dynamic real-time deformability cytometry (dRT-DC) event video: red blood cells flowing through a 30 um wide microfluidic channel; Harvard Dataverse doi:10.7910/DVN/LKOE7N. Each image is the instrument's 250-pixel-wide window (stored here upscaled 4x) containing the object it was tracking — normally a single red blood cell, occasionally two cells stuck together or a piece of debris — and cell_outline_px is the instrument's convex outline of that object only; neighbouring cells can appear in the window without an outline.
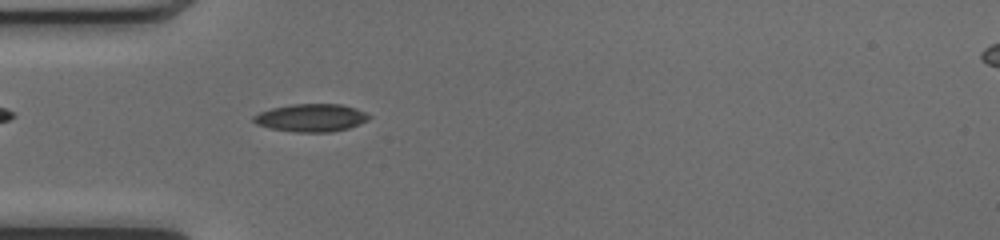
{"species": "common noctule bat (a hibernating species)", "species_latin": "Nyctalus noctula", "temperature_condition": "cold", "stored_images_in_passage": 51, "camera_frame_rate_fps": 3000, "um_per_image_px": 0.085, "animal": {"sex": "female", "body_mass_g": 17.0, "forearm_length_mm": 48.0}, "frame": {"image": 1, "passage_image": 16, "time_ms": 5.0, "image_size_px": [1000, 240], "cell_outline_px": [[372, 116], [368, 120], [360, 124], [348, 128], [332, 132], [296, 132], [268, 128], [256, 124], [252, 120], [252, 116], [260, 112], [272, 108], [292, 104], [340, 104], [356, 108]], "centroid_in_image_um": [26.44, 10.01], "position_along_channel_um": 58.6, "area_um2": 18.79}}
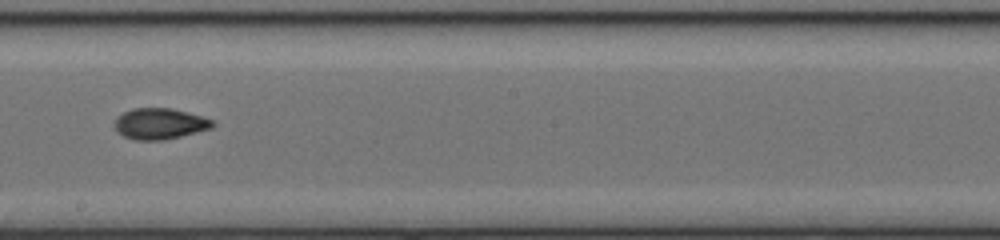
{"frame": {"image": 2, "passage_image": 29, "time_ms": 9.333, "image_size_px": [1000, 240], "cell_outline_px": [[216, 124], [212, 128], [164, 140], [136, 140], [124, 136], [116, 128], [116, 116], [132, 108], [172, 108], [204, 116], [216, 120]], "centroid_in_image_um": [13.65, 10.5], "position_along_channel_um": 234.6, "area_um2": 17.74}}
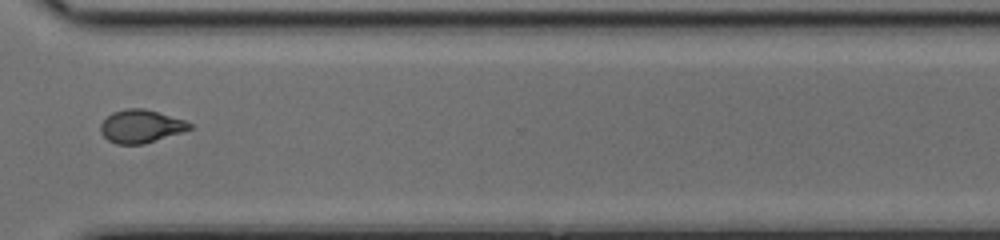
{"frame": {"image": 3, "passage_image": 38, "time_ms": 12.333, "image_size_px": [1000, 240], "cell_outline_px": [[192, 128], [144, 144], [116, 144], [108, 140], [100, 132], [100, 124], [112, 112], [124, 108], [144, 108], [184, 120], [192, 124]], "centroid_in_image_um": [11.93, 10.73], "position_along_channel_um": 358.7, "area_um2": 16.99}, "authors_computed_cell_mechanics": {"area_um2": 17.2822, "velocity_mm_per_s": 4.1402, "shape_relaxation_time_tau1_ms": null, "shape_relaxation_time_tau2_ms": 1.8478, "deformation_change_tau1": null, "deformation_change_tau2": 0.0721}}